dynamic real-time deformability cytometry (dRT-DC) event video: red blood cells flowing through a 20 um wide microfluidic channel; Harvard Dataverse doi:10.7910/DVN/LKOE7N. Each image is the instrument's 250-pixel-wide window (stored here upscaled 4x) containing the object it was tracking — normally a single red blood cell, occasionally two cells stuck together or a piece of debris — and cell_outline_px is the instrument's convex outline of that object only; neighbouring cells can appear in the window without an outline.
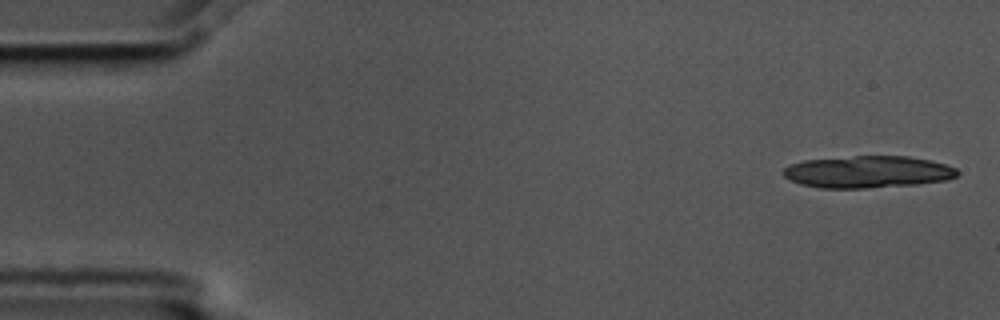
{"species": "common noctule bat (a hibernating species)", "species_latin": "Nyctalus noctula", "temperature_condition": "cold", "stored_images_in_passage": 6, "camera_frame_rate_fps": 3000, "um_per_image_px": 0.085, "animal": {"sex": "male", "body_mass_g": 17.5, "forearm_length_mm": 52.3}, "frame": {"image": 1, "passage_image": 1, "time_ms": 0.0, "image_size_px": [1000, 320], "cell_outline_px": [[960, 172], [956, 176], [948, 180], [916, 184], [864, 188], [820, 188], [800, 184], [784, 176], [784, 168], [792, 164], [804, 160], [856, 156], [908, 156], [928, 160], [944, 164], [956, 168]], "centroid_in_image_um": [73.78, 14.61], "position_along_channel_um": 11.2, "area_um2": 32.25}}